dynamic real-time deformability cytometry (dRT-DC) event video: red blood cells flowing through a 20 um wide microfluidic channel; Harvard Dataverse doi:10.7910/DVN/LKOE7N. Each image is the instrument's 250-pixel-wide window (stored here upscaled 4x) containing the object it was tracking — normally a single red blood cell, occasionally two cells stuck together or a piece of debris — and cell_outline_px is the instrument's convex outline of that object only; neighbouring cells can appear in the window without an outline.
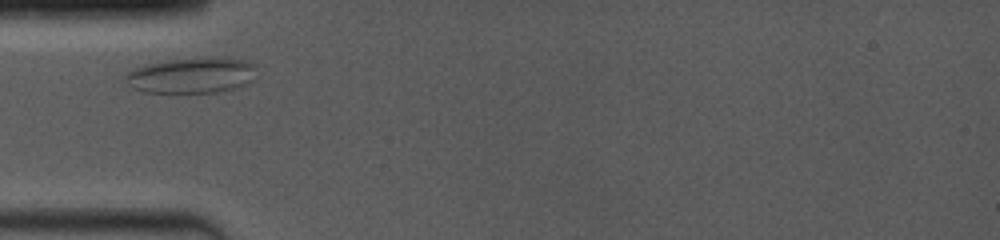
{"species": "common noctule bat (a hibernating species)", "species_latin": "Nyctalus noctula", "temperature_condition": "room temperature", "stored_images_in_passage": 2, "camera_frame_rate_fps": 4000, "um_per_image_px": 0.085, "animal": {"sex": "female", "body_mass_g": 19.0, "forearm_length_mm": 53.3}, "frame": {"image": 1, "passage_image": 1, "time_ms": 0.0, "image_size_px": [1000, 240], "cell_outline_px": [[252, 80], [244, 84], [232, 88], [216, 92], [144, 92], [132, 88], [124, 80], [124, 76], [132, 68], [144, 64], [168, 60], [200, 56], [208, 56], [244, 60], [252, 64]], "centroid_in_image_um": [16.17, 6.38], "position_along_channel_um": 68.8, "area_um2": 27.17}}